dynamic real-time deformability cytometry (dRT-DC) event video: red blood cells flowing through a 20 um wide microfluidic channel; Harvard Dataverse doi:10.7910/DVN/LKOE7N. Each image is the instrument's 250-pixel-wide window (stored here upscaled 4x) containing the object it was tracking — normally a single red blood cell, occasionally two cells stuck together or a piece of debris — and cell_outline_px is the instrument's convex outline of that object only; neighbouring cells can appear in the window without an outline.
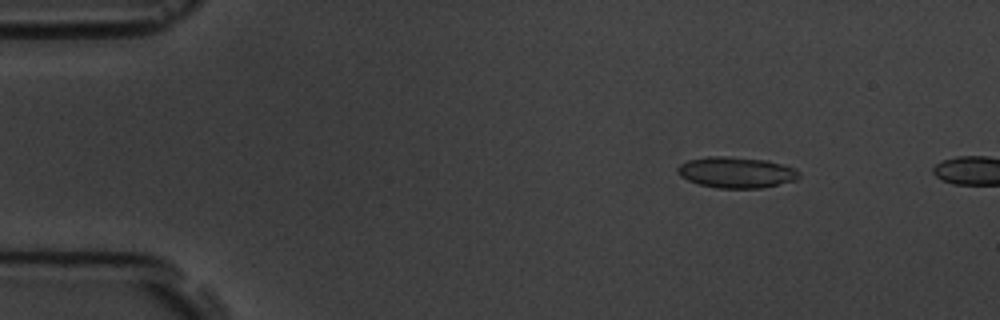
{"species": "common noctule bat (a hibernating species)", "species_latin": "Nyctalus noctula", "temperature_condition": "room temperature", "stored_images_in_passage": 4, "camera_frame_rate_fps": 3000, "um_per_image_px": 0.085, "animal": {"sex": "male", "body_mass_g": 19.5, "forearm_length_mm": 54.6}, "frame": {"image": 1, "passage_image": 3, "time_ms": 2.333, "image_size_px": [1000, 320], "cell_outline_px": [[800, 176], [796, 180], [760, 188], [716, 188], [700, 184], [688, 180], [680, 176], [676, 172], [676, 168], [680, 164], [688, 160], [708, 156], [724, 156], [768, 160], [796, 168], [800, 172]], "centroid_in_image_um": [62.58, 14.65], "position_along_channel_um": 22.4, "area_um2": 22.02}}